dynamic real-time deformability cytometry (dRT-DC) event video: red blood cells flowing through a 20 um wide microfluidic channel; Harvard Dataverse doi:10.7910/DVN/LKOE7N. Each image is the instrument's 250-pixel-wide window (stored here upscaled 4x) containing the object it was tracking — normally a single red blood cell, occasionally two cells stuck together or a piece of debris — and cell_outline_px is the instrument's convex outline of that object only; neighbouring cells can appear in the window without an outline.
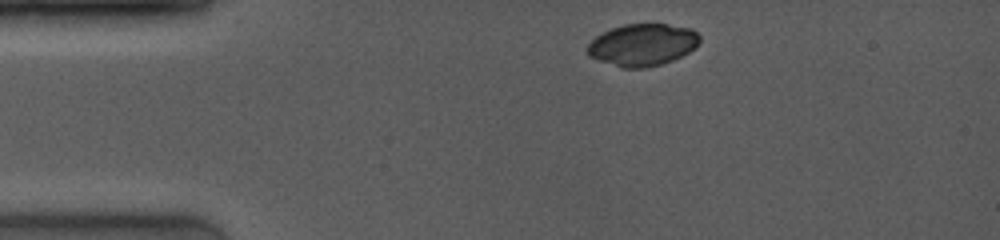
{"species": "common noctule bat (a hibernating species)", "species_latin": "Nyctalus noctula", "temperature_condition": "room temperature", "stored_images_in_passage": 57, "camera_frame_rate_fps": 4000, "um_per_image_px": 0.085, "animal": {"sex": "female", "body_mass_g": 19.0, "forearm_length_mm": 53.3}, "frame": {"image": 1, "passage_image": 1, "time_ms": 0.0, "image_size_px": [1000, 240], "cell_outline_px": [[700, 40], [688, 52], [672, 60], [660, 64], [644, 68], [624, 68], [596, 60], [588, 56], [588, 44], [596, 36], [612, 28], [624, 24], [668, 24], [692, 28], [700, 36]], "centroid_in_image_um": [54.59, 3.8], "position_along_channel_um": 30.4, "area_um2": 27.34}}
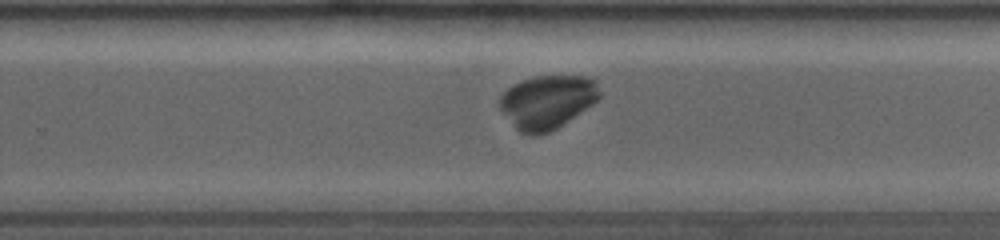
{"frame": {"image": 2, "passage_image": 40, "time_ms": 7.5, "image_size_px": [1000, 240], "cell_outline_px": [[600, 96], [592, 104], [556, 128], [548, 132], [536, 136], [532, 136], [520, 132], [516, 128], [500, 108], [500, 96], [512, 84], [520, 80], [536, 76], [588, 76], [596, 80], [600, 92]], "centroid_in_image_um": [46.51, 8.64], "position_along_channel_um": 283.3, "area_um2": 30.92}}
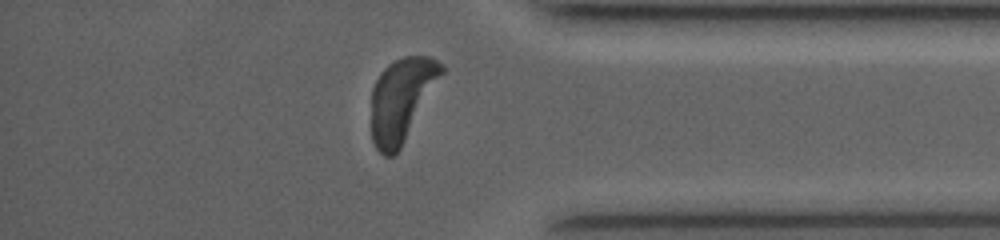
{"frame": {"image": 3, "passage_image": 57, "time_ms": 10.5, "image_size_px": [1000, 240], "cell_outline_px": [[444, 72], [400, 148], [392, 156], [384, 156], [376, 148], [372, 140], [372, 88], [380, 72], [388, 64], [404, 56], [428, 56], [444, 64]], "centroid_in_image_um": [34.13, 8.43], "position_along_channel_um": 401.1, "area_um2": 33.58}}